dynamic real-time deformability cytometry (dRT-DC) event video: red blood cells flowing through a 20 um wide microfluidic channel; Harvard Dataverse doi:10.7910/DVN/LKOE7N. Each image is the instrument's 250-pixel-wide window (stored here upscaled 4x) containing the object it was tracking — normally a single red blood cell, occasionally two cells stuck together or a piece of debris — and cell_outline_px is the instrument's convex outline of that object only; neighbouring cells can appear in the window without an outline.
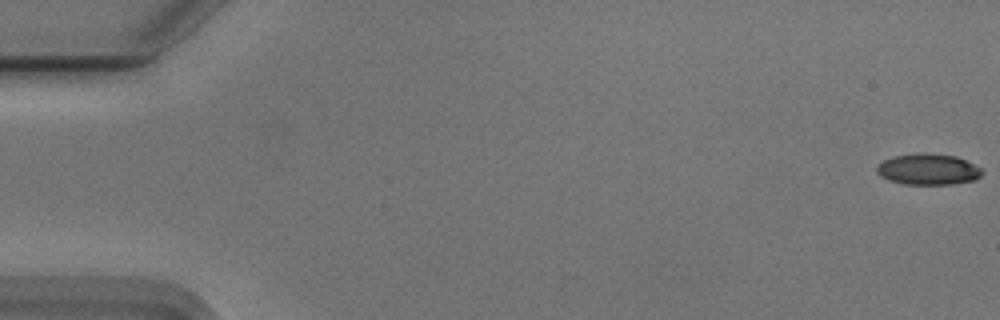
{"species": "Egyptian fruit bat (a non-hibernating species)", "species_latin": "Rousettus aegyptiacus", "temperature_condition": "cold", "stored_images_in_passage": 56, "camera_frame_rate_fps": 3000, "um_per_image_px": 0.085, "animal": {"sex": "male"}, "frame": {"image": 1, "passage_image": 1, "time_ms": 0.0, "image_size_px": [1000, 320], "cell_outline_px": [[984, 172], [976, 180], [952, 184], [904, 184], [888, 180], [880, 176], [876, 172], [876, 168], [884, 160], [892, 156], [924, 152], [956, 156], [980, 168]], "centroid_in_image_um": [78.88, 14.39], "position_along_channel_um": 6.1, "area_um2": 19.07}}
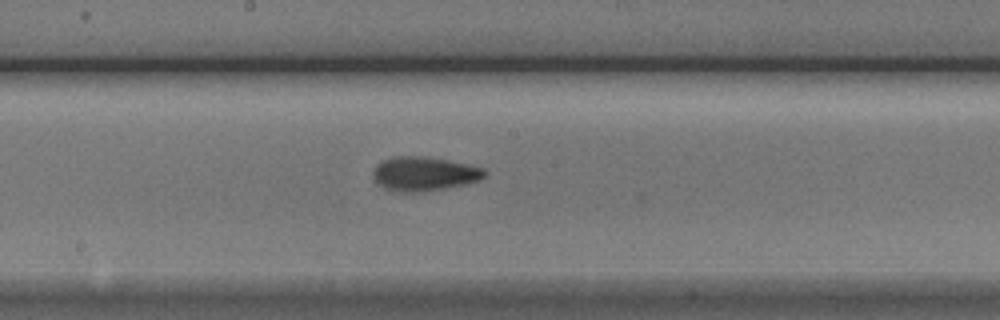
{"frame": {"image": 2, "passage_image": 30, "time_ms": 9.667, "image_size_px": [1000, 320], "cell_outline_px": [[484, 176], [480, 180], [464, 184], [444, 188], [420, 192], [400, 192], [384, 188], [376, 184], [372, 172], [376, 164], [380, 160], [392, 156], [424, 156], [448, 160], [468, 164], [484, 168]], "centroid_in_image_um": [35.98, 14.76], "position_along_channel_um": 212.2, "area_um2": 22.31}}
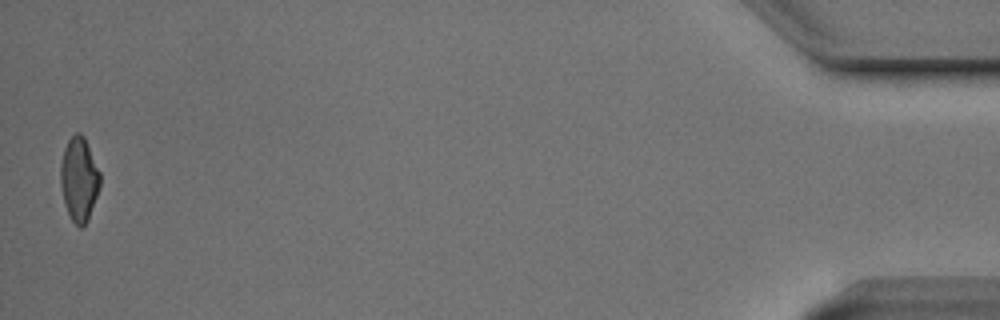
{"frame": {"image": 3, "passage_image": 55, "time_ms": 18.0, "image_size_px": [1000, 320], "cell_outline_px": [[100, 188], [88, 220], [80, 228], [72, 220], [68, 212], [64, 200], [60, 184], [60, 168], [64, 148], [68, 140], [76, 132], [80, 132], [84, 136], [100, 172]], "centroid_in_image_um": [6.73, 15.21], "position_along_channel_um": 428.5, "area_um2": 19.25}, "authors_computed_cell_mechanics": {"area_um2": 20.0855, "velocity_mm_per_s": 3.7376, "shape_relaxation_time_tau1_ms": 5.2686, "shape_relaxation_time_tau2_ms": 4.2549, "deformation_change_tau1": 0.1457, "deformation_change_tau2": 0.1145}}